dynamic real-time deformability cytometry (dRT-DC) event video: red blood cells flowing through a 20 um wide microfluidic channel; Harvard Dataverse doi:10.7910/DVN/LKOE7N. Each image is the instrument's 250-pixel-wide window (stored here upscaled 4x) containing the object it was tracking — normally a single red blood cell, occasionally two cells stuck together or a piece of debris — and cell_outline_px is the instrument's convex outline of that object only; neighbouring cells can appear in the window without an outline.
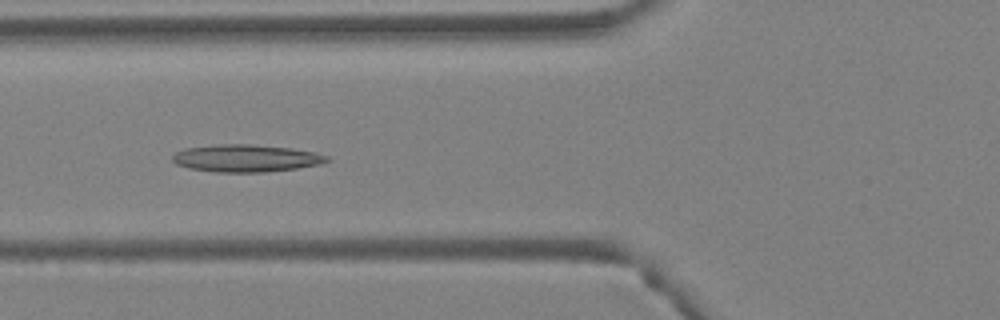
{"species": "Egyptian fruit bat (a non-hibernating species)", "species_latin": "Rousettus aegyptiacus", "temperature_condition": "warm", "stored_images_in_passage": 4, "camera_frame_rate_fps": 3000, "um_per_image_px": 0.085, "animal": {"sex": "female"}, "frame": {"image": 1, "passage_image": 4, "time_ms": 1.0, "image_size_px": [1000, 320], "cell_outline_px": [[332, 160], [320, 164], [296, 168], [264, 172], [216, 172], [188, 168], [176, 164], [172, 160], [172, 156], [176, 152], [184, 148], [220, 144], [248, 144], [292, 148], [312, 152], [328, 156]], "centroid_in_image_um": [20.89, 13.45], "position_along_channel_um": 104.9, "area_um2": 24.57}}